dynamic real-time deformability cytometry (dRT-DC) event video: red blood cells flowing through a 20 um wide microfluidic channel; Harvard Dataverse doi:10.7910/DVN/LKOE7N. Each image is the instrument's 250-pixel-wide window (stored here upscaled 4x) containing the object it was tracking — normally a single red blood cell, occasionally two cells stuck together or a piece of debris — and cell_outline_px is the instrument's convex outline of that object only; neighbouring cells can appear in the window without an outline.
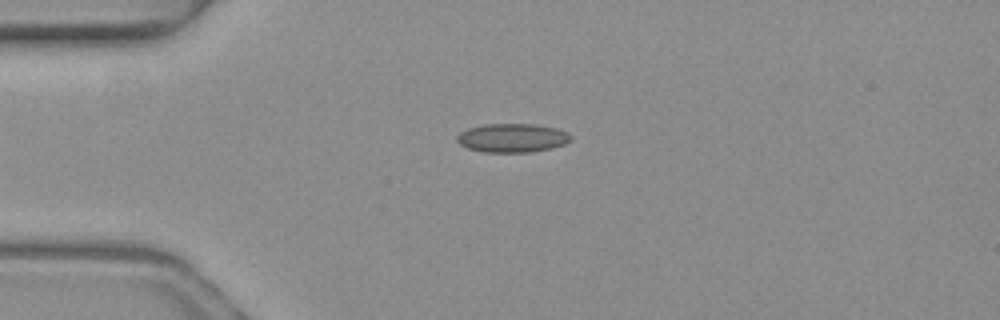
{"species": "common noctule bat (a hibernating species)", "species_latin": "Nyctalus noctula", "temperature_condition": "warm", "stored_images_in_passage": 49, "camera_frame_rate_fps": 3000, "um_per_image_px": 0.085, "animal": {"sex": "female", "body_mass_g": 19.3, "forearm_length_mm": 54.1}, "frame": {"image": 1, "passage_image": 10, "time_ms": 3.0, "image_size_px": [1000, 320], "cell_outline_px": [[572, 140], [564, 144], [552, 148], [532, 152], [484, 152], [468, 148], [460, 144], [456, 140], [456, 136], [460, 132], [468, 128], [484, 124], [536, 124], [556, 128], [568, 132], [572, 136]], "centroid_in_image_um": [43.56, 11.72], "position_along_channel_um": 41.4, "area_um2": 19.25}}
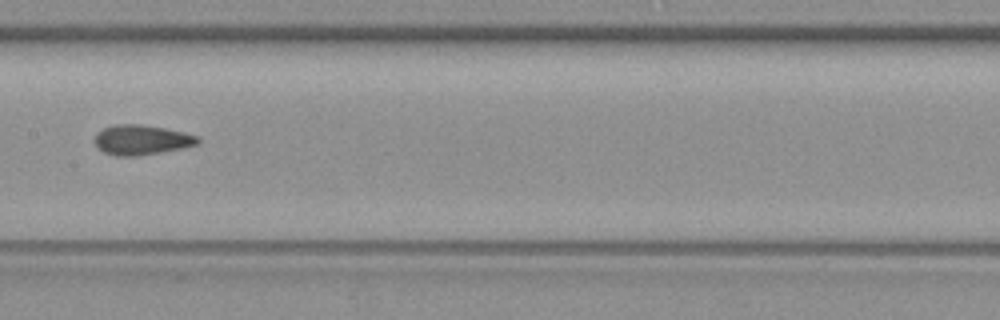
{"frame": {"image": 2, "passage_image": 23, "time_ms": 7.333, "image_size_px": [1000, 320], "cell_outline_px": [[200, 144], [160, 152], [136, 156], [116, 156], [104, 152], [96, 148], [96, 132], [104, 128], [116, 124], [140, 124], [164, 128], [184, 132], [200, 136]], "centroid_in_image_um": [12.04, 11.89], "position_along_channel_um": 195.4, "area_um2": 17.98}}
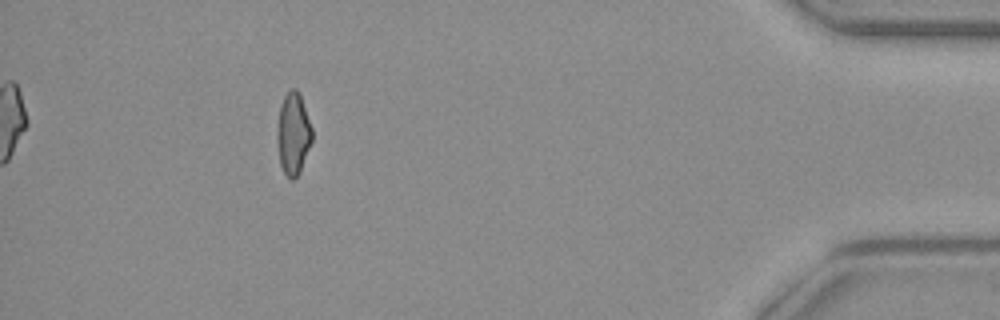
{"frame": {"image": 3, "passage_image": 43, "time_ms": 14.0, "image_size_px": [1000, 320], "cell_outline_px": [[312, 140], [300, 172], [292, 180], [288, 180], [280, 164], [276, 136], [276, 132], [280, 104], [284, 96], [292, 88], [296, 88], [300, 92], [312, 128]], "centroid_in_image_um": [24.91, 11.35], "position_along_channel_um": 410.3, "area_um2": 16.88}}